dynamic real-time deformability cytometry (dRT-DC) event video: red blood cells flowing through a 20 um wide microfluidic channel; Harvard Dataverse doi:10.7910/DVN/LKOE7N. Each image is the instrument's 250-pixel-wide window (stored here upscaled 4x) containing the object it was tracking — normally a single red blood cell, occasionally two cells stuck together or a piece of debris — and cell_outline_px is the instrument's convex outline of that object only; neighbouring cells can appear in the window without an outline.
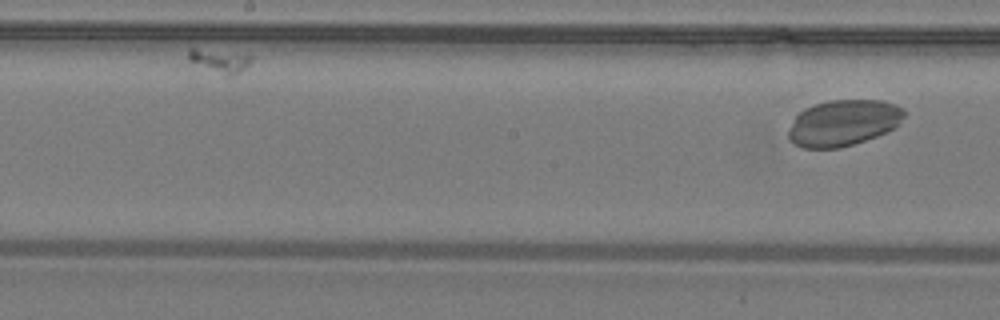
{"species": "common noctule bat (a hibernating species)", "species_latin": "Nyctalus noctula", "temperature_condition": "warm", "stored_images_in_passage": 17, "camera_frame_rate_fps": 3000, "um_per_image_px": 0.085, "animal": {"sex": "male", "body_mass_g": 19.2, "forearm_length_mm": 51.8}, "frame": {"image": 1, "passage_image": 17, "time_ms": 5.333, "image_size_px": [1000, 320], "cell_outline_px": [[904, 116], [896, 128], [876, 136], [840, 148], [804, 148], [792, 144], [788, 136], [788, 128], [796, 116], [804, 108], [828, 100], [880, 100], [896, 104], [904, 108]], "centroid_in_image_um": [71.67, 10.44], "position_along_channel_um": 176.5, "area_um2": 31.21}}